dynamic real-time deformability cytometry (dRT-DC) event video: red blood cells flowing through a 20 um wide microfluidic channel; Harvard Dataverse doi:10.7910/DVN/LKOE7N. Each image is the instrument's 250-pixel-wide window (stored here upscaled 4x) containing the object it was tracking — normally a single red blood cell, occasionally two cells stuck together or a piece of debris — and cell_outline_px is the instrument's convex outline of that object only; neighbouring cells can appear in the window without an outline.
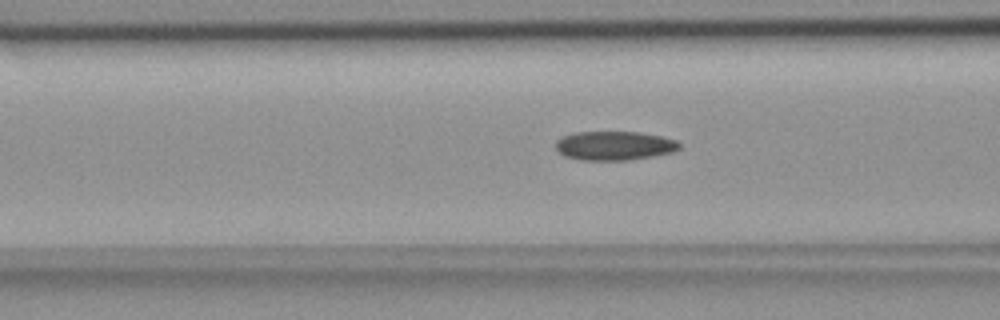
{"species": "common noctule bat (a hibernating species)", "species_latin": "Nyctalus noctula", "temperature_condition": "room temperature", "stored_images_in_passage": 51, "camera_frame_rate_fps": 3000, "um_per_image_px": 0.085, "animal": {"sex": "female", "body_mass_g": 18.4}, "frame": {"image": 1, "passage_image": 22, "time_ms": 7.0, "image_size_px": [1000, 320], "cell_outline_px": [[680, 148], [672, 152], [652, 156], [628, 160], [580, 160], [564, 156], [556, 148], [556, 140], [560, 136], [572, 132], [640, 132], [660, 136], [676, 140], [680, 144]], "centroid_in_image_um": [52.18, 12.38], "position_along_channel_um": 114.4, "area_um2": 20.98}}
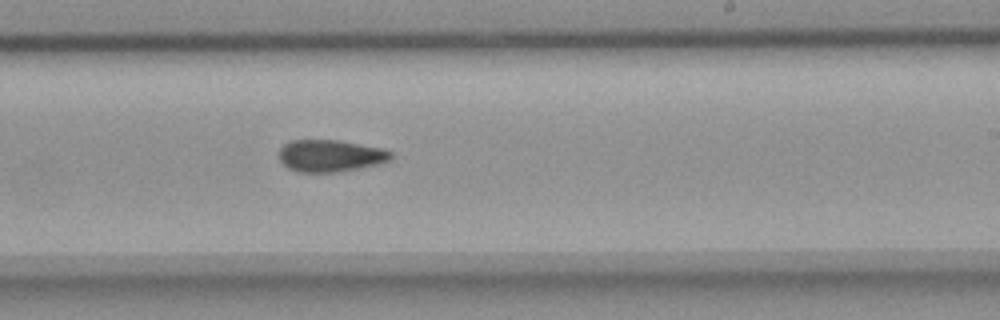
{"frame": {"image": 2, "passage_image": 34, "time_ms": 11.0, "image_size_px": [1000, 320], "cell_outline_px": [[392, 160], [360, 168], [336, 172], [296, 172], [288, 168], [280, 160], [280, 148], [284, 144], [292, 140], [340, 140], [384, 148], [392, 152]], "centroid_in_image_um": [28.1, 13.23], "position_along_channel_um": 260.9, "area_um2": 20.98}}
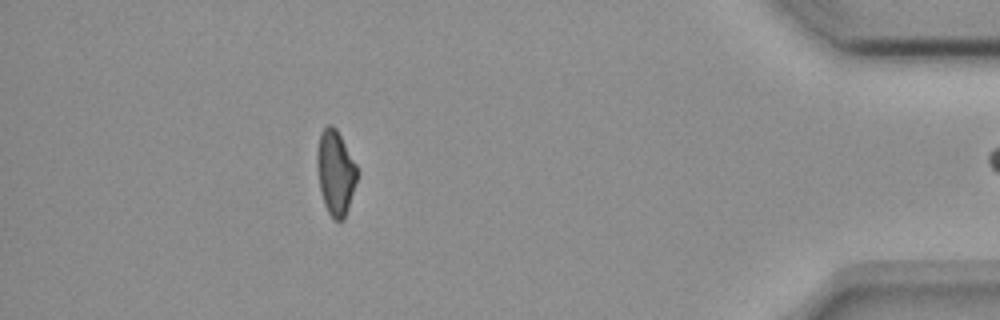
{"frame": {"image": 3, "passage_image": 50, "time_ms": 16.333, "image_size_px": [1000, 320], "cell_outline_px": [[356, 180], [348, 208], [344, 220], [332, 220], [324, 204], [320, 192], [316, 168], [316, 152], [320, 132], [328, 124], [332, 124], [336, 128], [356, 164]], "centroid_in_image_um": [28.47, 14.66], "position_along_channel_um": 406.7, "area_um2": 19.83}}